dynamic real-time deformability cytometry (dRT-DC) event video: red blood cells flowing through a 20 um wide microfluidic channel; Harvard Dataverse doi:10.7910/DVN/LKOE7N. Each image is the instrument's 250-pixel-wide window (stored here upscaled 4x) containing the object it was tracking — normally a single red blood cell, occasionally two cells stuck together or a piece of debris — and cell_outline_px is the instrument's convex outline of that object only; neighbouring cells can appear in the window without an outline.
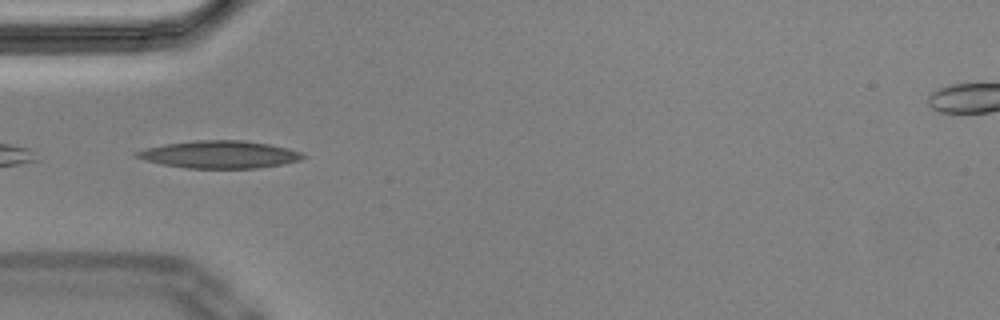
{"species": "Egyptian fruit bat (a non-hibernating species)", "species_latin": "Rousettus aegyptiacus", "temperature_condition": "cold", "stored_images_in_passage": 13, "camera_frame_rate_fps": 3000, "um_per_image_px": 0.085, "animal": {"sex": "male"}, "frame": {"image": 1, "passage_image": 1, "time_ms": 0.0, "image_size_px": [1000, 320], "cell_outline_px": [[304, 156], [300, 160], [284, 164], [256, 168], [188, 168], [164, 164], [144, 160], [136, 156], [132, 152], [164, 144], [196, 140], [240, 140], [268, 144], [288, 148], [300, 152]], "centroid_in_image_um": [18.65, 13.13], "position_along_channel_um": 66.3, "area_um2": 26.36}}
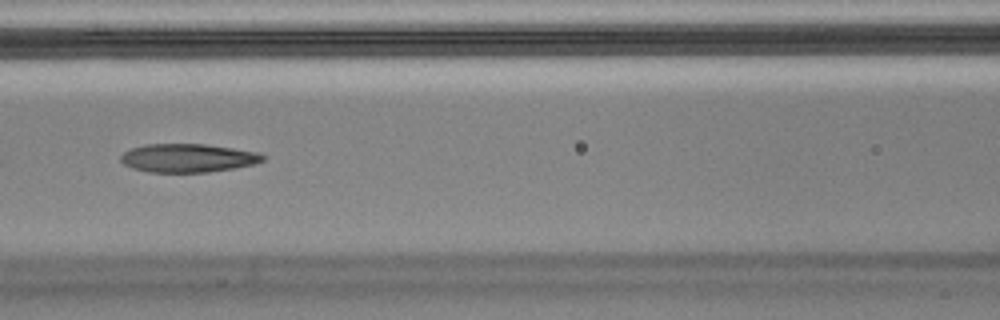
{"frame": {"image": 2, "passage_image": 8, "time_ms": 2.333, "image_size_px": [1000, 320], "cell_outline_px": [[268, 156], [264, 160], [256, 164], [208, 172], [148, 172], [132, 168], [124, 164], [120, 160], [120, 156], [124, 152], [132, 148], [144, 144], [204, 144], [260, 152]], "centroid_in_image_um": [16.0, 13.43], "position_along_channel_um": 150.6, "area_um2": 23.7}}